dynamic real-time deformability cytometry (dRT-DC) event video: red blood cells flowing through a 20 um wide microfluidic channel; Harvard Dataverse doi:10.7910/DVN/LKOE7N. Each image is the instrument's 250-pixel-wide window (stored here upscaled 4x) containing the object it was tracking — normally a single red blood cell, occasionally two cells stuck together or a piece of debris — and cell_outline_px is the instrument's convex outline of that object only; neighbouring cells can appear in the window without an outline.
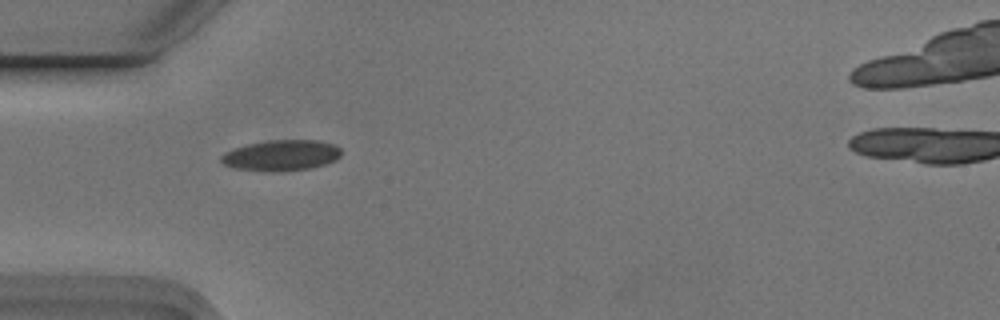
{"species": "Egyptian fruit bat (a non-hibernating species)", "species_latin": "Rousettus aegyptiacus", "temperature_condition": "cold", "stored_images_in_passage": 2, "camera_frame_rate_fps": 3000, "um_per_image_px": 0.085, "animal": {"sex": "male"}, "frame": {"image": 1, "passage_image": 1, "time_ms": 0.0, "image_size_px": [1000, 320], "cell_outline_px": [[340, 156], [336, 160], [324, 164], [308, 168], [264, 172], [236, 168], [224, 164], [220, 160], [220, 156], [224, 152], [232, 148], [248, 144], [268, 140], [316, 140], [332, 144], [340, 148]], "centroid_in_image_um": [23.86, 13.2], "position_along_channel_um": 61.1, "area_um2": 21.39}}